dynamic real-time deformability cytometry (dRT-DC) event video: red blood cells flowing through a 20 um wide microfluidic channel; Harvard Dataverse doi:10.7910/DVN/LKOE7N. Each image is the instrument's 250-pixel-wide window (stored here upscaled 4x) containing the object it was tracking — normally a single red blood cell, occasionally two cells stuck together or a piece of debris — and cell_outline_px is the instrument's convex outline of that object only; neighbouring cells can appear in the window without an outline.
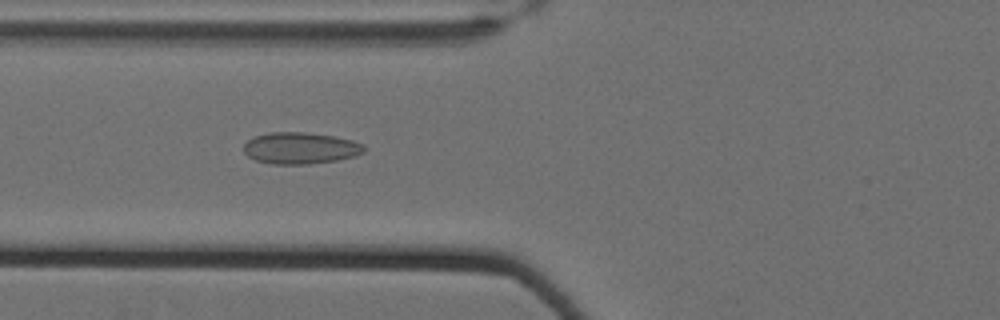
{"species": "Egyptian fruit bat (a non-hibernating species)", "species_latin": "Rousettus aegyptiacus", "temperature_condition": "cold", "stored_images_in_passage": 43, "camera_frame_rate_fps": 3000, "um_per_image_px": 0.085, "animal": {"sex": "female"}, "frame": {"image": 1, "passage_image": 9, "time_ms": 2.667, "image_size_px": [1000, 320], "cell_outline_px": [[364, 152], [356, 156], [336, 160], [308, 164], [272, 164], [256, 160], [248, 156], [244, 152], [244, 144], [248, 140], [256, 136], [268, 132], [304, 132], [332, 136], [352, 140], [364, 144]], "centroid_in_image_um": [25.53, 12.59], "position_along_channel_um": 100.3, "area_um2": 22.08}}
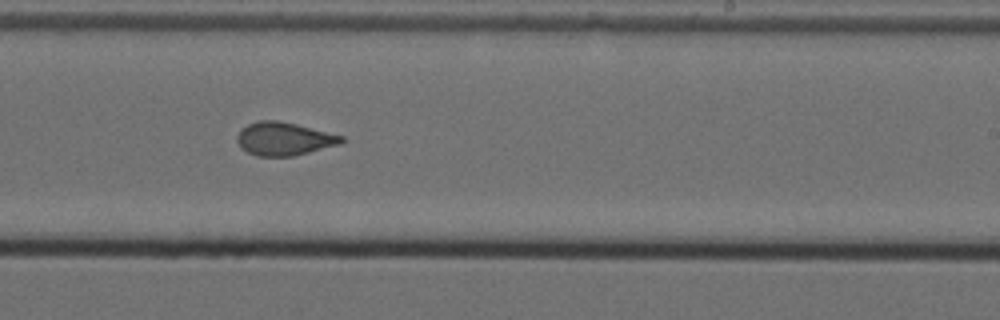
{"frame": {"image": 2, "passage_image": 23, "time_ms": 7.333, "image_size_px": [1000, 320], "cell_outline_px": [[344, 140], [340, 144], [292, 156], [256, 156], [240, 148], [236, 140], [236, 136], [240, 128], [248, 124], [260, 120], [276, 120], [296, 124], [344, 136]], "centroid_in_image_um": [24.09, 11.79], "position_along_channel_um": 264.9, "area_um2": 20.17}}
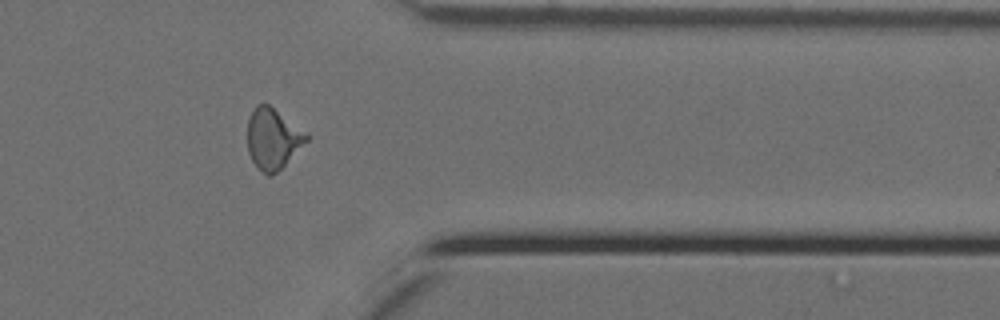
{"frame": {"image": 3, "passage_image": 34, "time_ms": 11.0, "image_size_px": [1000, 320], "cell_outline_px": [[308, 140], [272, 176], [268, 176], [256, 168], [248, 152], [248, 120], [256, 104], [268, 104], [308, 136]], "centroid_in_image_um": [23.13, 11.82], "position_along_channel_um": 388.3, "area_um2": 20.17}}